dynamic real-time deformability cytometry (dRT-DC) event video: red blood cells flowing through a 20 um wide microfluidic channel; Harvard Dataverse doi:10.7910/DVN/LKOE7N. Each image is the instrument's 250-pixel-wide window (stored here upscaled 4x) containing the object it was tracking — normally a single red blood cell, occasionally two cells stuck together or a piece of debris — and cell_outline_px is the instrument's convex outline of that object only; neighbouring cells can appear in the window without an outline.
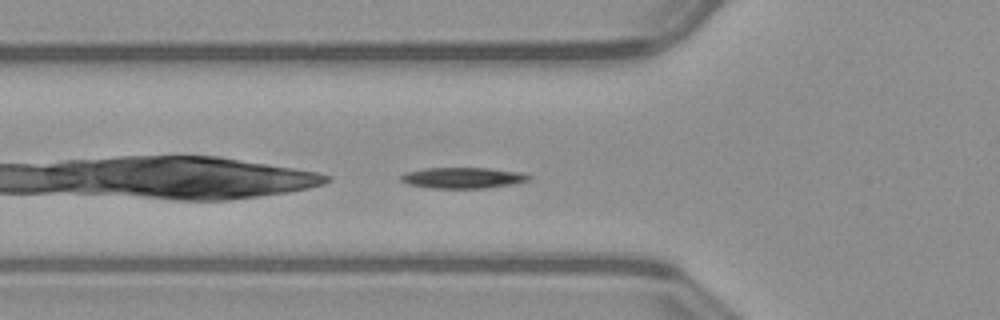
{"species": "common noctule bat (a hibernating species)", "species_latin": "Nyctalus noctula", "temperature_condition": "warm", "stored_images_in_passage": 25, "camera_frame_rate_fps": 3000, "um_per_image_px": 0.085, "animal": {"sex": "male", "body_mass_g": 23.1, "forearm_length_mm": 52.7}, "frame": {"image": 1, "passage_image": 2, "time_ms": 0.333, "image_size_px": [1000, 320], "cell_outline_px": [[532, 176], [528, 180], [512, 184], [484, 188], [432, 188], [408, 184], [400, 180], [400, 176], [408, 172], [424, 168], [488, 168], [520, 172]], "centroid_in_image_um": [39.33, 15.11], "position_along_channel_um": 86.5, "area_um2": 15.43}}
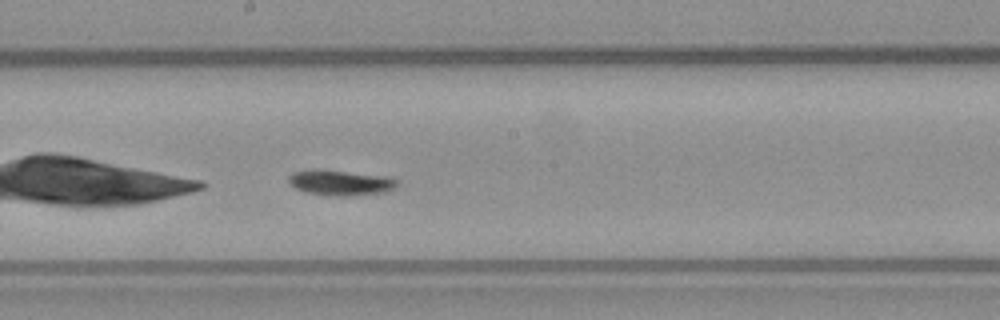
{"frame": {"image": 2, "passage_image": 12, "time_ms": 3.667, "image_size_px": [1000, 320], "cell_outline_px": [[400, 184], [384, 192], [344, 196], [332, 196], [308, 192], [296, 188], [288, 184], [288, 176], [292, 172], [312, 168], [316, 168], [388, 176], [400, 180]], "centroid_in_image_um": [28.92, 15.5], "position_along_channel_um": 219.3, "area_um2": 16.3}}
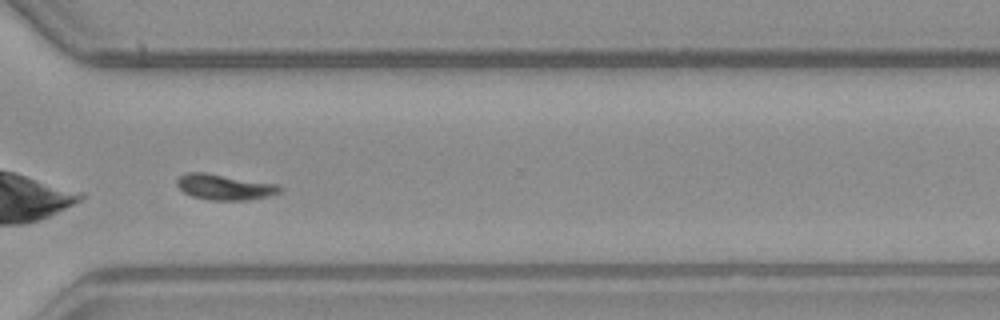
{"frame": {"image": 3, "passage_image": 22, "time_ms": 7.0, "image_size_px": [1000, 320], "cell_outline_px": [[284, 188], [280, 192], [268, 196], [248, 200], [208, 200], [192, 196], [184, 192], [176, 184], [176, 180], [184, 172], [204, 172], [280, 184]], "centroid_in_image_um": [19.11, 15.89], "position_along_channel_um": 351.5, "area_um2": 15.55}}